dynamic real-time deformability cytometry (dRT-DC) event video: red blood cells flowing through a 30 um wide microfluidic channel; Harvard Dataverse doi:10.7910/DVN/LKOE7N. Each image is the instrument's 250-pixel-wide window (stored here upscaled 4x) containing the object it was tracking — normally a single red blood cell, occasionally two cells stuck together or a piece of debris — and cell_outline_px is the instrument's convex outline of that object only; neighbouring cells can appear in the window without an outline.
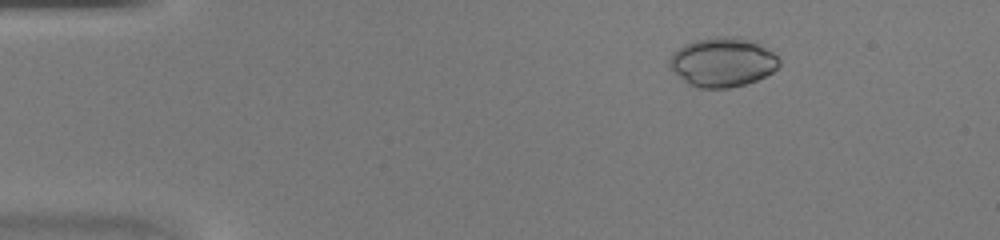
{"species": "common noctule bat (a hibernating species)", "species_latin": "Nyctalus noctula", "temperature_condition": "warm", "stored_images_in_passage": 40, "camera_frame_rate_fps": 3000, "um_per_image_px": 0.085, "animal": {"sex": "female", "body_mass_g": 20.0, "forearm_length_mm": 54.0}, "frame": {"image": 1, "passage_image": 2, "time_ms": 0.333, "image_size_px": [1000, 240], "cell_outline_px": [[780, 64], [772, 72], [756, 80], [744, 84], [728, 88], [696, 88], [688, 84], [668, 64], [668, 60], [672, 52], [684, 44], [696, 40], [716, 36], [736, 36], [756, 44], [772, 52], [780, 60]], "centroid_in_image_um": [61.37, 5.29], "position_along_channel_um": 23.6, "area_um2": 31.1}}
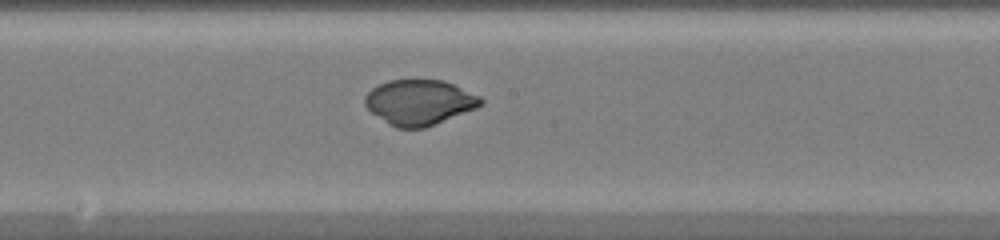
{"frame": {"image": 2, "passage_image": 20, "time_ms": 6.333, "image_size_px": [1000, 240], "cell_outline_px": [[484, 104], [476, 108], [424, 128], [396, 128], [388, 124], [372, 112], [364, 104], [364, 96], [372, 88], [388, 80], [444, 80], [480, 96], [484, 100]], "centroid_in_image_um": [35.65, 8.69], "position_along_channel_um": 212.6, "area_um2": 30.4}}
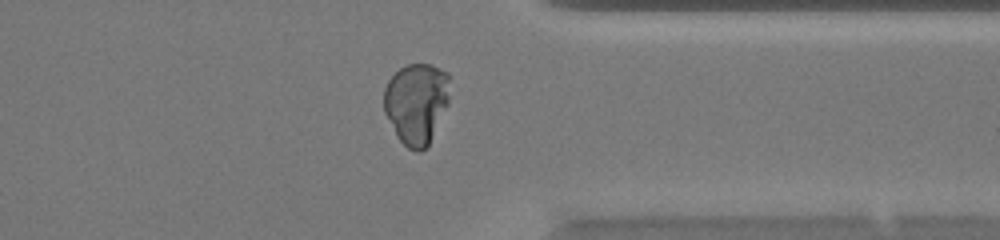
{"frame": {"image": 3, "passage_image": 31, "time_ms": 10.0, "image_size_px": [1000, 240], "cell_outline_px": [[448, 104], [428, 144], [420, 152], [416, 152], [408, 148], [396, 136], [384, 112], [384, 88], [388, 80], [400, 68], [408, 64], [432, 64], [448, 72]], "centroid_in_image_um": [35.37, 8.76], "position_along_channel_um": 376.0, "area_um2": 30.98}}